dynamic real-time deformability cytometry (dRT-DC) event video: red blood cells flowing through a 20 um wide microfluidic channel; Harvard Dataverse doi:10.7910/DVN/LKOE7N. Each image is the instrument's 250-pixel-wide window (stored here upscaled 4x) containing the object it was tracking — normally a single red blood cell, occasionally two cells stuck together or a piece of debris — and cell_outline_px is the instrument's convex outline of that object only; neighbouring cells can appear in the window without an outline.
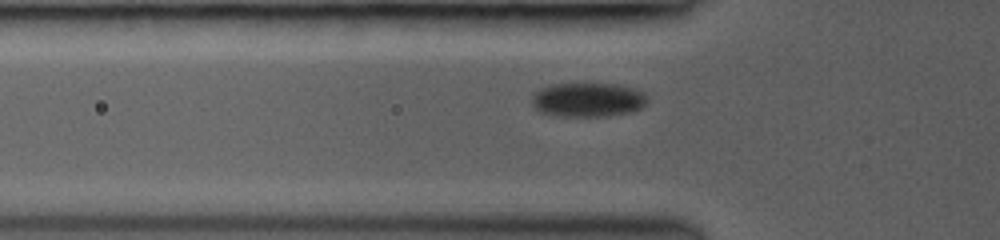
{"species": "common noctule bat (a hibernating species)", "species_latin": "Nyctalus noctula", "temperature_condition": "room temperature", "stored_images_in_passage": 50, "camera_frame_rate_fps": 3000, "um_per_image_px": 0.085, "animal": {"sex": "female", "body_mass_g": 19.0, "forearm_length_mm": 53.3}, "frame": {"image": 1, "passage_image": 6, "time_ms": 1.0, "image_size_px": [1000, 240], "cell_outline_px": [[648, 100], [640, 108], [632, 112], [608, 116], [556, 116], [536, 112], [532, 104], [532, 92], [548, 84], [620, 84], [644, 92]], "centroid_in_image_um": [49.91, 8.48], "position_along_channel_um": 75.9, "area_um2": 23.41}}
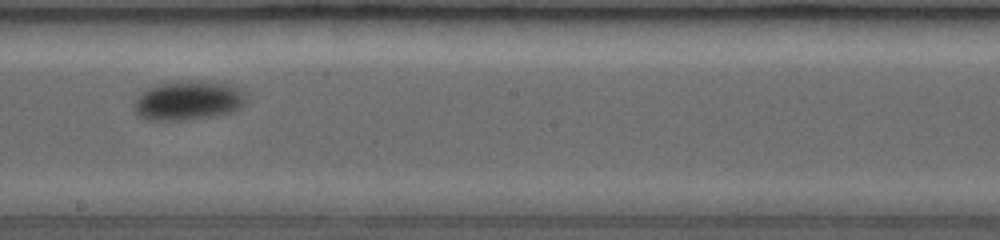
{"frame": {"image": 2, "passage_image": 26, "time_ms": 5.0, "image_size_px": [1000, 240], "cell_outline_px": [[248, 100], [240, 108], [232, 112], [184, 120], [148, 120], [140, 116], [136, 112], [136, 100], [140, 92], [156, 84], [188, 80], [200, 80], [228, 84], [244, 88], [248, 96]], "centroid_in_image_um": [16.08, 8.51], "position_along_channel_um": 232.1, "area_um2": 25.89}}
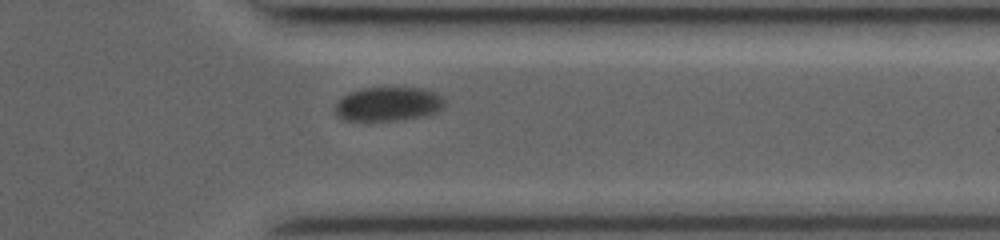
{"frame": {"image": 3, "passage_image": 43, "time_ms": 8.667, "image_size_px": [1000, 240], "cell_outline_px": [[448, 104], [436, 112], [420, 116], [396, 120], [344, 120], [336, 116], [332, 112], [336, 104], [348, 92], [364, 88], [428, 88], [444, 96]], "centroid_in_image_um": [33.03, 8.83], "position_along_channel_um": 378.4, "area_um2": 21.96}}